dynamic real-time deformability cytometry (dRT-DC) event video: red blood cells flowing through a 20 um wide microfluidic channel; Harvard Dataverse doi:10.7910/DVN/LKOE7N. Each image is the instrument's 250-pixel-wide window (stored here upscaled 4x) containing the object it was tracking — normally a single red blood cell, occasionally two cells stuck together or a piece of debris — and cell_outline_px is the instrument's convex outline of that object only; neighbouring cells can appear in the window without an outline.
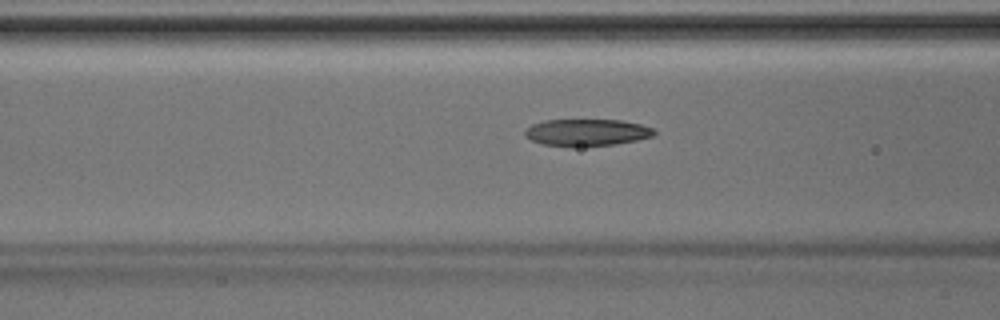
{"species": "Egyptian fruit bat (a non-hibernating species)", "species_latin": "Rousettus aegyptiacus", "temperature_condition": "room temperature", "stored_images_in_passage": 33, "segment_of_instrument_passage": [1, 2], "camera_frame_rate_fps": 3000, "um_per_image_px": 0.085, "animal": {"sex": "male"}, "frame": {"image": 1, "passage_image": 5, "time_ms": 1.333, "image_size_px": [1000, 320], "cell_outline_px": [[656, 132], [652, 136], [636, 140], [616, 144], [544, 144], [532, 140], [524, 136], [524, 132], [532, 124], [544, 120], [620, 120], [640, 124], [652, 128]], "centroid_in_image_um": [49.89, 11.22], "position_along_channel_um": 116.7, "area_um2": 19.36}}
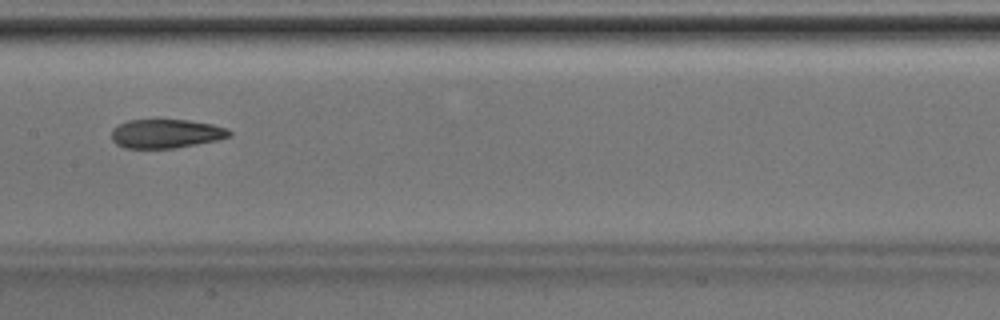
{"frame": {"image": 2, "passage_image": 10, "time_ms": 3.0, "image_size_px": [1000, 320], "cell_outline_px": [[232, 136], [216, 140], [176, 148], [124, 148], [116, 144], [112, 140], [112, 128], [128, 120], [188, 120], [212, 124], [228, 128], [232, 132]], "centroid_in_image_um": [14.12, 11.36], "position_along_channel_um": 193.3, "area_um2": 19.88}}
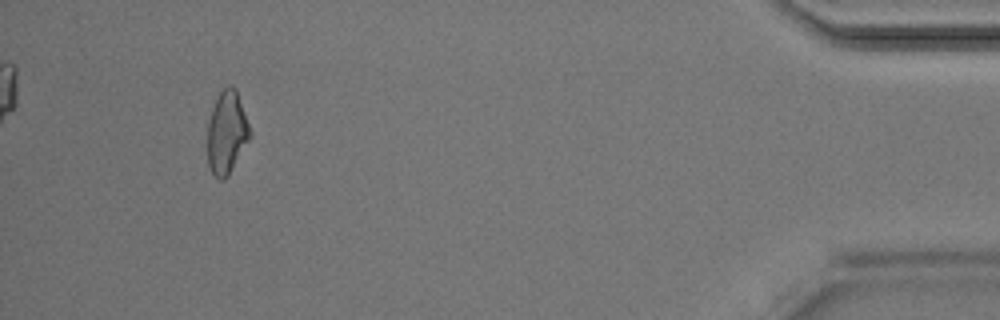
{"frame": {"image": 3, "passage_image": 29, "time_ms": 9.333, "image_size_px": [1000, 320], "cell_outline_px": [[252, 136], [228, 176], [224, 180], [220, 180], [212, 172], [208, 164], [208, 120], [212, 108], [220, 92], [224, 88], [232, 84], [236, 88]], "centroid_in_image_um": [19.28, 11.28], "position_along_channel_um": 415.9, "area_um2": 20.35}}